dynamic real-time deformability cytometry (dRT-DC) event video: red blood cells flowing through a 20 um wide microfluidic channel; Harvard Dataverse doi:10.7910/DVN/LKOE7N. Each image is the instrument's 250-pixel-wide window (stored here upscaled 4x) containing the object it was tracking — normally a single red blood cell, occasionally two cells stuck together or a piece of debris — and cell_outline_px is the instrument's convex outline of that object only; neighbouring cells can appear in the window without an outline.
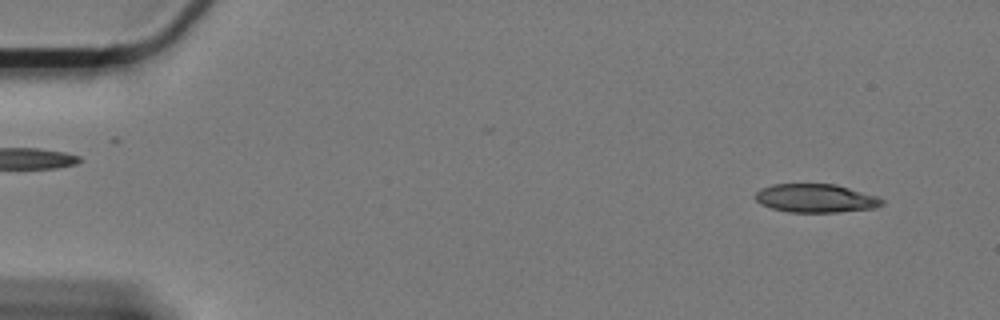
{"species": "Egyptian fruit bat (a non-hibernating species)", "species_latin": "Rousettus aegyptiacus", "temperature_condition": "cold", "stored_images_in_passage": 59, "camera_frame_rate_fps": 3000, "um_per_image_px": 0.085, "animal": {"sex": "female"}, "frame": {"image": 1, "passage_image": 3, "time_ms": 0.667, "image_size_px": [1000, 320], "cell_outline_px": [[884, 204], [876, 208], [840, 212], [788, 212], [772, 208], [760, 204], [752, 196], [760, 188], [772, 184], [836, 184], [876, 196], [884, 200]], "centroid_in_image_um": [69.31, 16.85], "position_along_channel_um": 15.7, "area_um2": 21.21}}
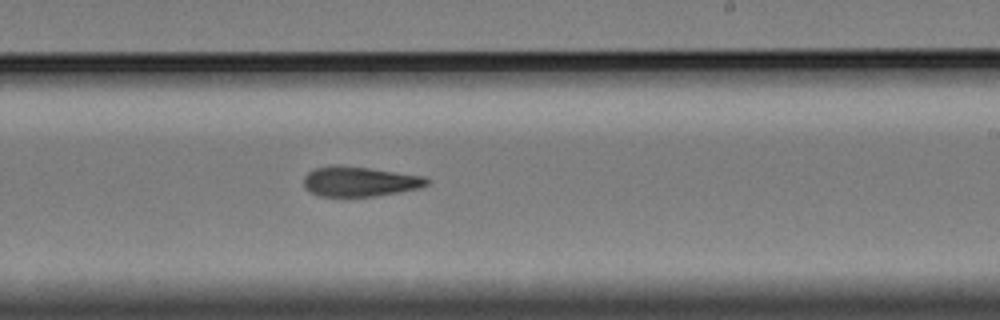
{"frame": {"image": 2, "passage_image": 35, "time_ms": 11.333, "image_size_px": [1000, 320], "cell_outline_px": [[432, 180], [428, 184], [420, 188], [400, 192], [376, 196], [320, 196], [308, 192], [304, 188], [304, 176], [308, 172], [316, 168], [336, 164], [368, 168], [420, 176]], "centroid_in_image_um": [30.53, 15.43], "position_along_channel_um": 258.5, "area_um2": 21.44}}
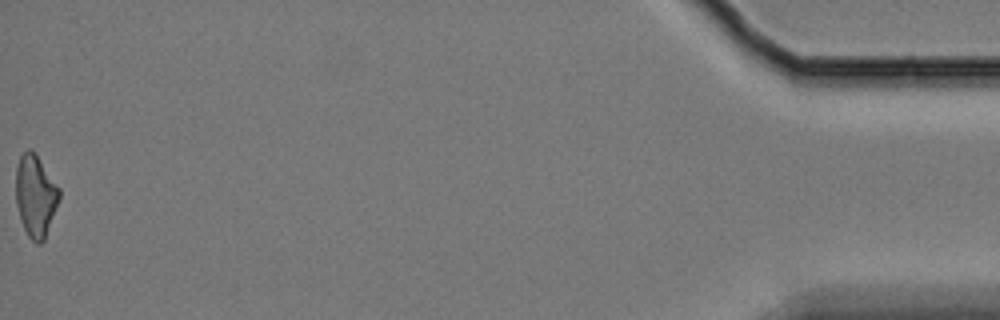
{"frame": {"image": 3, "passage_image": 59, "time_ms": 19.333, "image_size_px": [1000, 320], "cell_outline_px": [[60, 196], [44, 240], [40, 244], [36, 244], [28, 236], [24, 228], [16, 204], [16, 168], [20, 156], [28, 148], [36, 156], [60, 188]], "centroid_in_image_um": [3.01, 16.67], "position_along_channel_um": 432.2, "area_um2": 20.23}, "authors_computed_cell_mechanics": {"area_um2": 21.7328, "velocity_mm_per_s": 3.3165, "shape_relaxation_time_tau1_ms": null, "shape_relaxation_time_tau2_ms": 7.4932, "deformation_change_tau1": null, "deformation_change_tau2": 0.1764}}